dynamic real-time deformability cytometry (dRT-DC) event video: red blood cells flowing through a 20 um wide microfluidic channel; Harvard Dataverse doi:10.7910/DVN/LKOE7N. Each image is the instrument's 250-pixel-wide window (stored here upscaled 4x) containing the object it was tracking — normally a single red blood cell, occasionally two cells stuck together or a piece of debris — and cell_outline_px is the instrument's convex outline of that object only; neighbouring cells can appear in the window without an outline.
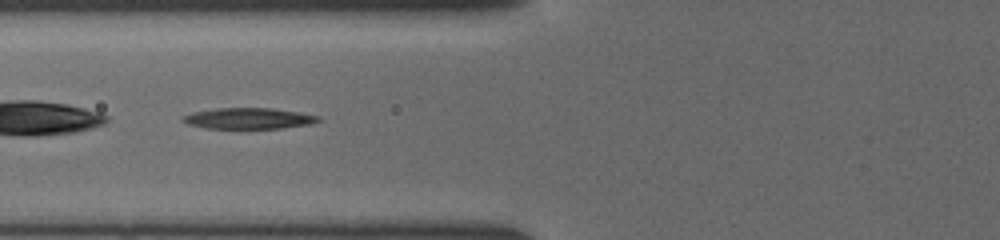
{"species": "common noctule bat (a hibernating species)", "species_latin": "Nyctalus noctula", "temperature_condition": "cold", "stored_images_in_passage": 30, "camera_frame_rate_fps": 3000, "um_per_image_px": 0.085, "animal": {"sex": "female", "body_mass_g": 19.5, "forearm_length_mm": 54.1}, "frame": {"image": 1, "passage_image": 5, "time_ms": 1.333, "image_size_px": [1000, 240], "cell_outline_px": [[324, 120], [312, 124], [284, 128], [204, 128], [188, 124], [180, 120], [180, 116], [192, 112], [216, 108], [272, 108], [300, 112], [320, 116]], "centroid_in_image_um": [21.16, 10.06], "position_along_channel_um": 104.6, "area_um2": 16.88}}
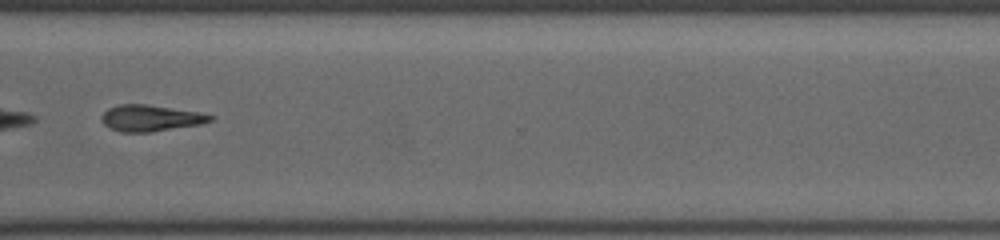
{"frame": {"image": 2, "passage_image": 22, "time_ms": 7.0, "image_size_px": [1000, 240], "cell_outline_px": [[216, 116], [212, 120], [200, 124], [152, 132], [120, 132], [104, 124], [100, 120], [100, 116], [108, 108], [120, 104], [148, 104], [200, 112]], "centroid_in_image_um": [12.8, 10.03], "position_along_channel_um": 357.8, "area_um2": 16.76}}